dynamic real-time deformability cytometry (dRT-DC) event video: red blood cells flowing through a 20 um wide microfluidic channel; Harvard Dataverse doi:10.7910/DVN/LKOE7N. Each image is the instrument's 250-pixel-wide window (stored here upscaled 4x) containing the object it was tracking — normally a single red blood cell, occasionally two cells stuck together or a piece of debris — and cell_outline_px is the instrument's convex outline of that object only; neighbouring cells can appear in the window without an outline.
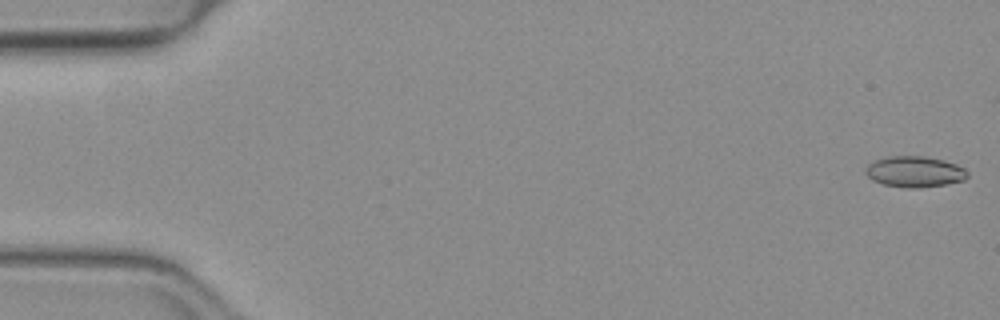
{"species": "common noctule bat (a hibernating species)", "species_latin": "Nyctalus noctula", "temperature_condition": "warm", "stored_images_in_passage": 17, "camera_frame_rate_fps": 3000, "um_per_image_px": 0.085, "animal": {"sex": "female", "body_mass_g": 19.3, "forearm_length_mm": 54.1}, "frame": {"image": 1, "passage_image": 1, "time_ms": 0.0, "image_size_px": [1000, 320], "cell_outline_px": [[968, 176], [964, 180], [944, 184], [920, 188], [908, 188], [884, 184], [872, 180], [864, 172], [864, 168], [868, 164], [876, 160], [888, 156], [924, 156], [944, 160], [956, 164], [964, 168], [968, 172]], "centroid_in_image_um": [77.73, 14.59], "position_along_channel_um": 7.3, "area_um2": 18.38}}
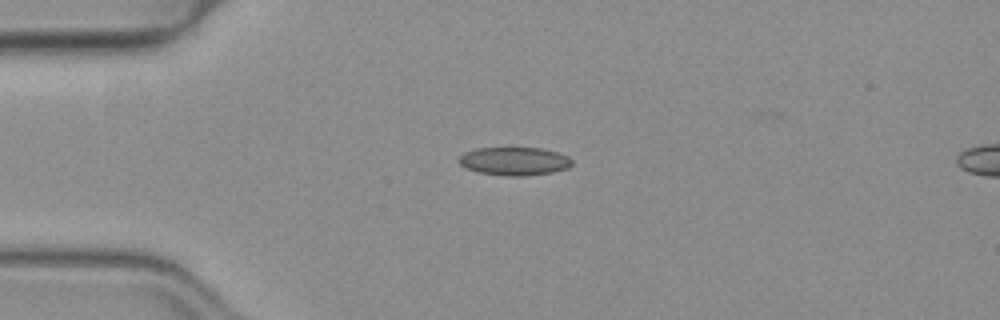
{"frame": {"image": 2, "passage_image": 13, "time_ms": 4.0, "image_size_px": [1000, 320], "cell_outline_px": [[572, 164], [568, 168], [552, 172], [524, 176], [504, 176], [480, 172], [464, 168], [456, 160], [464, 152], [476, 148], [540, 148], [556, 152], [568, 156], [572, 160]], "centroid_in_image_um": [43.69, 13.7], "position_along_channel_um": 41.3, "area_um2": 18.67}}